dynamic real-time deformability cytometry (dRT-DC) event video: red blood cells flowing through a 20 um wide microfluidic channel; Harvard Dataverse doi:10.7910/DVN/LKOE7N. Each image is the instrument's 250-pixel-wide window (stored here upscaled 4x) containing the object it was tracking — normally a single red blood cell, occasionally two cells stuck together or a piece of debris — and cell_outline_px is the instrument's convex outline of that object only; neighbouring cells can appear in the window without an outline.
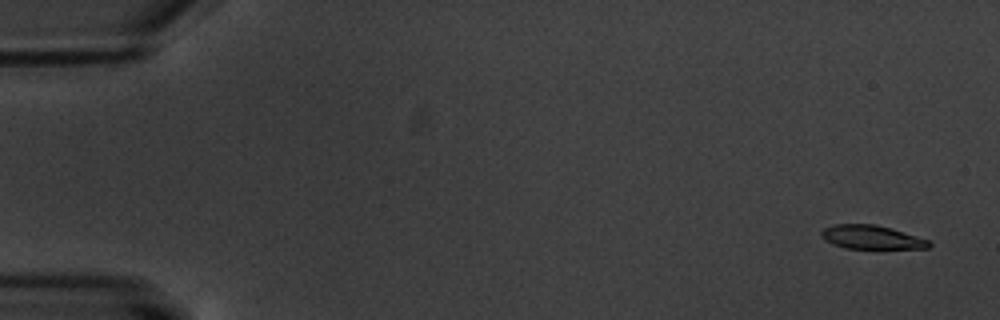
{"species": "common noctule bat (a hibernating species)", "species_latin": "Nyctalus noctula", "temperature_condition": "warm", "stored_images_in_passage": 6, "camera_frame_rate_fps": 3000, "um_per_image_px": 0.085, "animal": {"sex": "male", "body_mass_g": 20.1, "forearm_length_mm": 53.5}, "frame": {"image": 1, "passage_image": 1, "time_ms": 0.0, "image_size_px": [1000, 320], "cell_outline_px": [[932, 244], [928, 248], [844, 248], [832, 244], [824, 240], [820, 236], [820, 232], [824, 228], [832, 224], [876, 224], [892, 228], [928, 240]], "centroid_in_image_um": [74.02, 20.15], "position_along_channel_um": 11.0, "area_um2": 14.91}}